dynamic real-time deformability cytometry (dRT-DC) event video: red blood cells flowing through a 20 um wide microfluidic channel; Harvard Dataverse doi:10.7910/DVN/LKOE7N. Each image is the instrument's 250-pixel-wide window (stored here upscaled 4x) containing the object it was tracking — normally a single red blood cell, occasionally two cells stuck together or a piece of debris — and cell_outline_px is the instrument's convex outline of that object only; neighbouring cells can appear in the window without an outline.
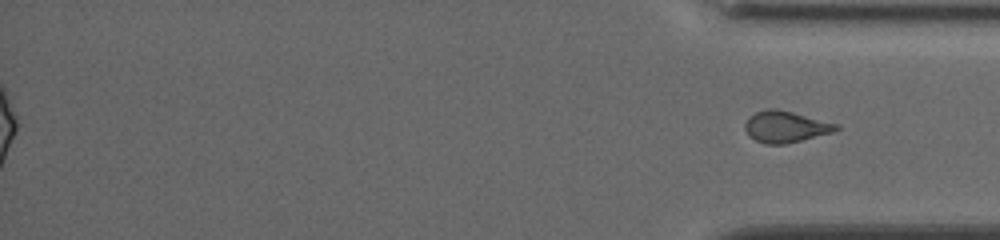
{"species": "common noctule bat (a hibernating species)", "species_latin": "Nyctalus noctula", "temperature_condition": "cold", "stored_images_in_passage": 57, "segment_of_instrument_passage": [2, 2], "camera_frame_rate_fps": 3000, "um_per_image_px": 0.085, "animal": {"sex": "female", "body_mass_g": 19.5, "forearm_length_mm": 54.1}, "frame": {"image": 1, "passage_image": 57, "time_ms": 18.667, "image_size_px": [1000, 240], "cell_outline_px": [[840, 128], [832, 132], [784, 144], [764, 144], [748, 136], [744, 128], [744, 124], [748, 116], [756, 112], [768, 108], [776, 108], [840, 124]], "centroid_in_image_um": [66.74, 10.76], "position_along_channel_um": 368.5, "area_um2": 16.7}}